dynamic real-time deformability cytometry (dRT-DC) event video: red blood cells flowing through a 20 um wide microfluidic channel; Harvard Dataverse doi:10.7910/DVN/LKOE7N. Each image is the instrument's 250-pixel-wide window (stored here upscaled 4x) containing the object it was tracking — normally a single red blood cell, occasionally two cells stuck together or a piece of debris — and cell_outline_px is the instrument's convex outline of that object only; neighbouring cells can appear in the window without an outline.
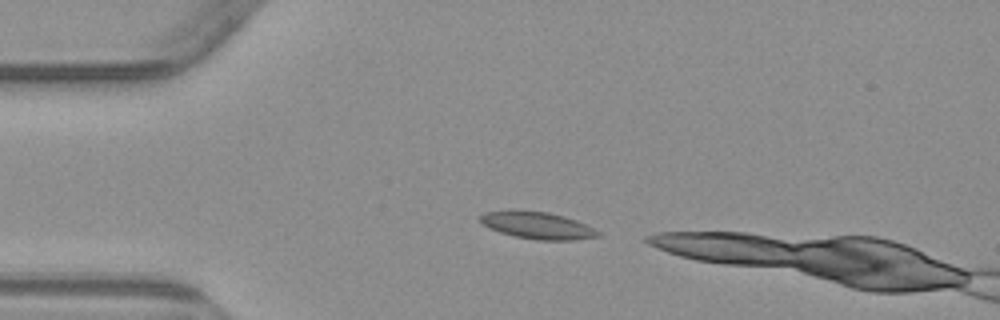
{"species": "common noctule bat (a hibernating species)", "species_latin": "Nyctalus noctula", "temperature_condition": "warm", "stored_images_in_passage": 2, "camera_frame_rate_fps": 3000, "um_per_image_px": 0.085, "animal": {"sex": "male", "body_mass_g": 23.1, "forearm_length_mm": 52.7}, "frame": {"image": 1, "passage_image": 1, "time_ms": 0.0, "image_size_px": [1000, 320], "cell_outline_px": [[600, 236], [572, 240], [536, 240], [516, 236], [500, 232], [488, 228], [480, 224], [480, 216], [484, 212], [548, 212], [564, 216], [576, 220], [600, 232]], "centroid_in_image_um": [45.69, 19.19], "position_along_channel_um": 39.3, "area_um2": 17.98}}